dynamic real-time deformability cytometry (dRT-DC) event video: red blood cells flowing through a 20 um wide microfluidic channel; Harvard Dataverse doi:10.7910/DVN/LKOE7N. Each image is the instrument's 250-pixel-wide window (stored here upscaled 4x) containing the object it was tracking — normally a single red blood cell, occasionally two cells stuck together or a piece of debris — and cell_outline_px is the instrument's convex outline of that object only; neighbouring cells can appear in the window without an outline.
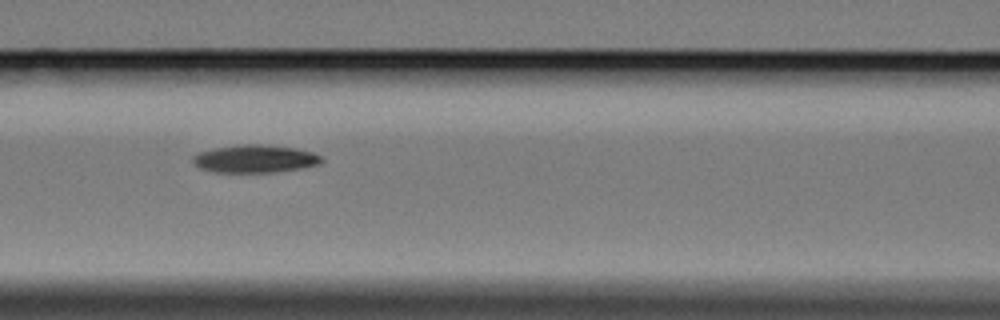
{"species": "Egyptian fruit bat (a non-hibernating species)", "species_latin": "Rousettus aegyptiacus", "temperature_condition": "cold", "stored_images_in_passage": 9, "camera_frame_rate_fps": 3000, "um_per_image_px": 0.085, "animal": {"sex": "female"}, "frame": {"image": 1, "passage_image": 8, "time_ms": 8.667, "image_size_px": [1000, 320], "cell_outline_px": [[324, 160], [320, 164], [300, 168], [276, 172], [212, 172], [200, 168], [192, 160], [192, 156], [200, 152], [216, 148], [244, 144], [260, 144], [296, 148], [312, 152], [320, 156]], "centroid_in_image_um": [21.69, 13.5], "position_along_channel_um": 144.9, "area_um2": 20.69}}
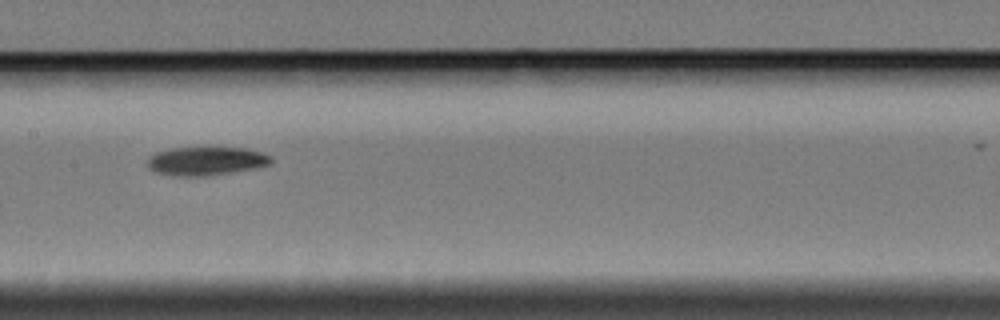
{"frame": {"image": 2, "passage_image": 9, "time_ms": 10.0, "image_size_px": [1000, 320], "cell_outline_px": [[272, 164], [256, 168], [208, 176], [172, 176], [156, 172], [148, 168], [144, 160], [148, 156], [156, 152], [172, 148], [208, 144], [244, 148], [260, 152], [272, 156]], "centroid_in_image_um": [17.48, 13.64], "position_along_channel_um": 189.9, "area_um2": 21.85}}